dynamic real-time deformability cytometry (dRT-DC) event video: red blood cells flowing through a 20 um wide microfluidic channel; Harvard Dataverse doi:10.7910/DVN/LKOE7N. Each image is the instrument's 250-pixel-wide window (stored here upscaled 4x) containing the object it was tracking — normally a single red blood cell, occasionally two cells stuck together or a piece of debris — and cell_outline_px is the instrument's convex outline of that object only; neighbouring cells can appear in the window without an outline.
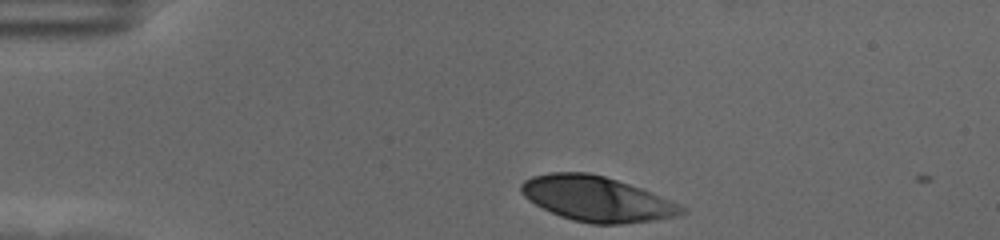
{"species": "human", "species_latin": "Homo sapiens", "temperature_condition": "cold", "stored_images_in_passage": 37, "camera_frame_rate_fps": 3000, "um_per_image_px": 0.085, "donor": {"sex": "female"}, "frame": {"image": 1, "passage_image": 1, "time_ms": 0.0, "image_size_px": [1000, 240], "cell_outline_px": [[688, 208], [684, 212], [676, 216], [652, 220], [620, 224], [592, 224], [572, 220], [560, 216], [528, 200], [520, 192], [520, 184], [524, 180], [532, 176], [548, 172], [588, 172], [604, 176], [640, 188]], "centroid_in_image_um": [50.67, 16.9], "position_along_channel_um": 34.3, "area_um2": 41.79}}
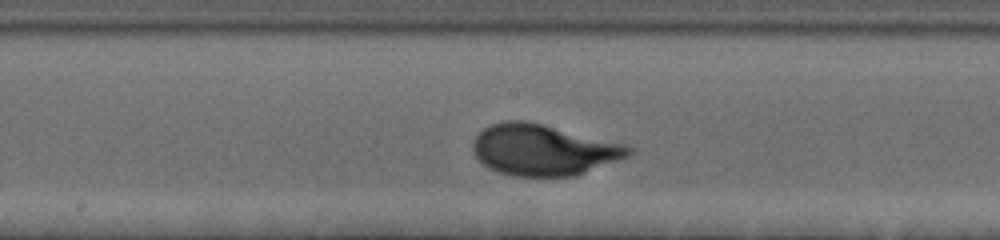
{"frame": {"image": 2, "passage_image": 20, "time_ms": 6.333, "image_size_px": [1000, 240], "cell_outline_px": [[632, 152], [628, 156], [576, 176], [512, 176], [496, 172], [488, 168], [476, 156], [472, 148], [472, 144], [476, 136], [484, 128], [492, 124], [504, 120], [524, 120], [624, 144], [632, 148]], "centroid_in_image_um": [46.14, 12.75], "position_along_channel_um": 202.1, "area_um2": 45.89}}
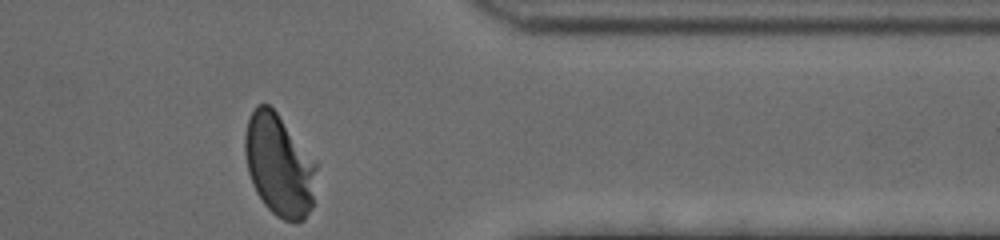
{"frame": {"image": 3, "passage_image": 37, "time_ms": 12.0, "image_size_px": [1000, 240], "cell_outline_px": [[316, 168], [312, 208], [304, 220], [296, 224], [284, 220], [276, 216], [264, 204], [256, 192], [252, 184], [248, 172], [244, 152], [244, 136], [248, 120], [256, 104], [268, 104], [276, 112], [316, 164]], "centroid_in_image_um": [23.69, 14.09], "position_along_channel_um": 387.7, "area_um2": 42.08}, "authors_computed_cell_mechanics": {"area_um2": 43.8124, "velocity_mm_per_s": 3.4855, "shape_relaxation_time_tau1_ms": 3.2822, "shape_relaxation_time_tau2_ms": null, "deformation_change_tau1": 0.1919, "deformation_change_tau2": null}}